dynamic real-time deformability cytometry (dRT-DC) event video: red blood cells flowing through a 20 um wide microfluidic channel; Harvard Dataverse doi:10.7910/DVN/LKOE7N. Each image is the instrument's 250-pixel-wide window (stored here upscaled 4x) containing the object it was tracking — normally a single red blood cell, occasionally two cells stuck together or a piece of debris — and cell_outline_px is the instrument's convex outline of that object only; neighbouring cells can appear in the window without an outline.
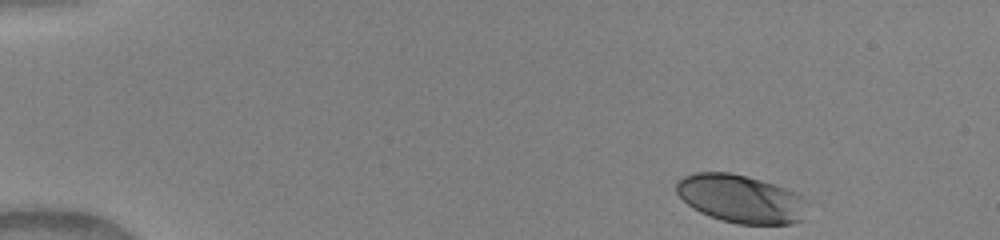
{"species": "human", "species_latin": "Homo sapiens", "temperature_condition": "warm", "stored_images_in_passage": 11, "camera_frame_rate_fps": 3000, "um_per_image_px": 0.085, "donor": {"sex": "female"}, "frame": {"image": 1, "passage_image": 1, "time_ms": 0.0, "image_size_px": [1000, 240], "cell_outline_px": [[804, 200], [800, 220], [792, 224], [736, 224], [720, 220], [708, 216], [692, 208], [676, 192], [676, 184], [684, 176], [696, 172], [728, 172], [748, 176], [776, 184], [796, 192], [804, 196]], "centroid_in_image_um": [62.93, 16.89], "position_along_channel_um": 22.1, "area_um2": 36.53}}